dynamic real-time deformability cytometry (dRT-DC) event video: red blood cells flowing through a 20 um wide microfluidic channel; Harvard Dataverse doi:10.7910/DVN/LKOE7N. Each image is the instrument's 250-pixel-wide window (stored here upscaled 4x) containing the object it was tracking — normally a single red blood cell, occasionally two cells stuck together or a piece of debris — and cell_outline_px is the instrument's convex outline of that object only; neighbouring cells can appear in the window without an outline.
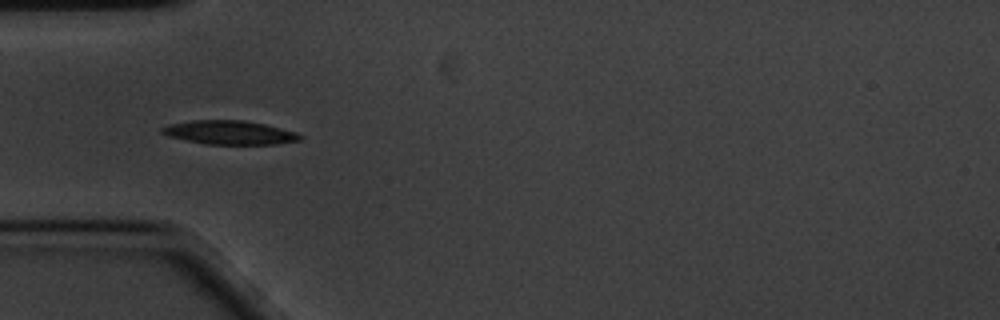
{"species": "common noctule bat (a hibernating species)", "species_latin": "Nyctalus noctula", "temperature_condition": "cold", "stored_images_in_passage": 42, "camera_frame_rate_fps": 3000, "um_per_image_px": 0.085, "animal": {"sex": "male", "body_mass_g": 20.1, "forearm_length_mm": 53.5}, "frame": {"image": 1, "passage_image": 1, "time_ms": 0.0, "image_size_px": [1000, 320], "cell_outline_px": [[304, 136], [300, 140], [276, 144], [204, 144], [168, 136], [160, 132], [160, 128], [168, 124], [192, 120], [244, 120], [264, 124], [296, 132]], "centroid_in_image_um": [19.49, 11.26], "position_along_channel_um": 65.5, "area_um2": 19.19}}
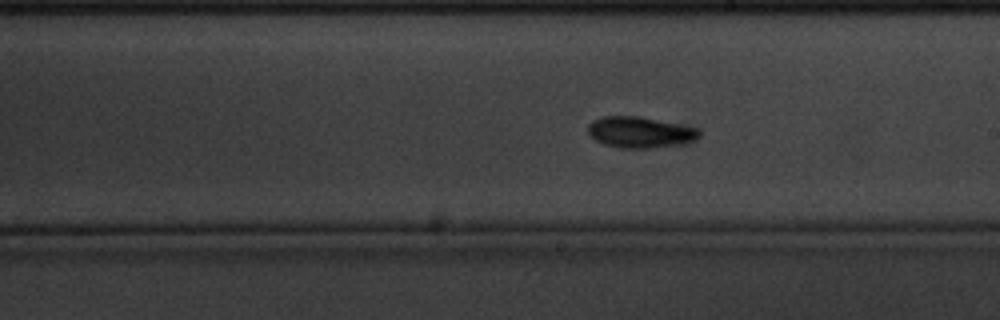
{"frame": {"image": 2, "passage_image": 16, "time_ms": 5.0, "image_size_px": [1000, 320], "cell_outline_px": [[700, 136], [684, 144], [652, 148], [620, 148], [604, 144], [596, 140], [588, 132], [588, 124], [592, 120], [604, 116], [636, 116], [700, 128]], "centroid_in_image_um": [54.41, 11.24], "position_along_channel_um": 234.6, "area_um2": 20.11}}
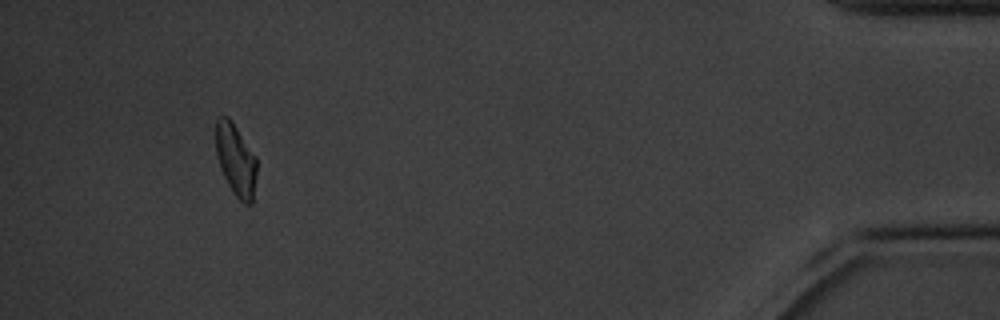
{"frame": {"image": 3, "passage_image": 38, "time_ms": 12.333, "image_size_px": [1000, 320], "cell_outline_px": [[256, 176], [252, 204], [244, 204], [232, 192], [220, 168], [216, 156], [216, 120], [220, 116], [228, 116], [256, 156]], "centroid_in_image_um": [20.04, 13.6], "position_along_channel_um": 415.2, "area_um2": 17.11}, "authors_computed_cell_mechanics": {"area_um2": 18.2648, "velocity_mm_per_s": 3.3838, "shape_relaxation_time_tau1_ms": 2.6867, "shape_relaxation_time_tau2_ms": null, "deformation_change_tau1": 0.1273, "deformation_change_tau2": null}}